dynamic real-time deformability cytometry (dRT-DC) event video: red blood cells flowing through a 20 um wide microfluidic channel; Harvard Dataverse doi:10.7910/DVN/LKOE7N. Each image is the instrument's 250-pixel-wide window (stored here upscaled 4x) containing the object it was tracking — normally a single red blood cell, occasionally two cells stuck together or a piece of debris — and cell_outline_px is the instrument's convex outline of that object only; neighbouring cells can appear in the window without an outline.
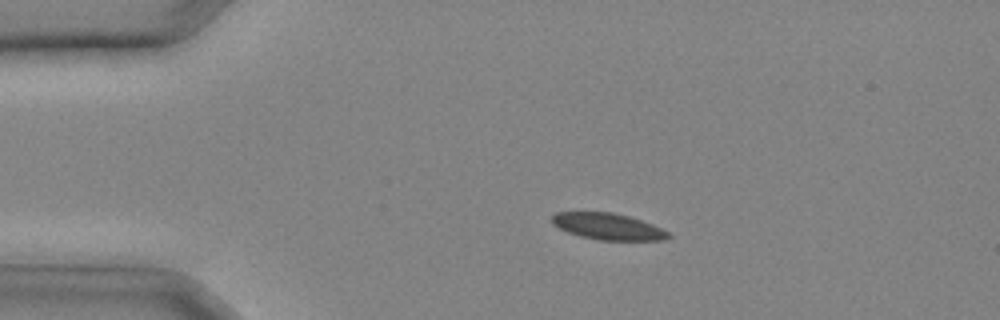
{"species": "common noctule bat (a hibernating species)", "species_latin": "Nyctalus noctula", "temperature_condition": "cold", "stored_images_in_passage": 27, "camera_frame_rate_fps": 3000, "um_per_image_px": 0.085, "animal": {"sex": "male", "body_mass_g": 20.4}, "frame": {"image": 1, "passage_image": 2, "time_ms": 0.333, "image_size_px": [1000, 320], "cell_outline_px": [[672, 236], [664, 240], [600, 240], [580, 236], [568, 232], [552, 224], [552, 216], [556, 212], [612, 212], [628, 216], [652, 224], [668, 232]], "centroid_in_image_um": [51.67, 19.25], "position_along_channel_um": 33.3, "area_um2": 17.8}}
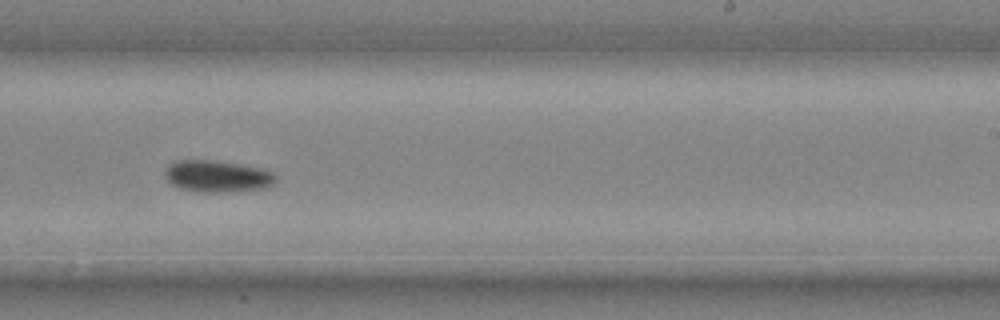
{"frame": {"image": 2, "passage_image": 16, "time_ms": 5.0, "image_size_px": [1000, 320], "cell_outline_px": [[276, 184], [268, 188], [228, 192], [200, 192], [180, 188], [172, 184], [164, 176], [164, 172], [168, 164], [176, 160], [212, 160], [264, 168], [272, 172], [276, 176]], "centroid_in_image_um": [18.5, 14.98], "position_along_channel_um": 270.5, "area_um2": 20.81}}
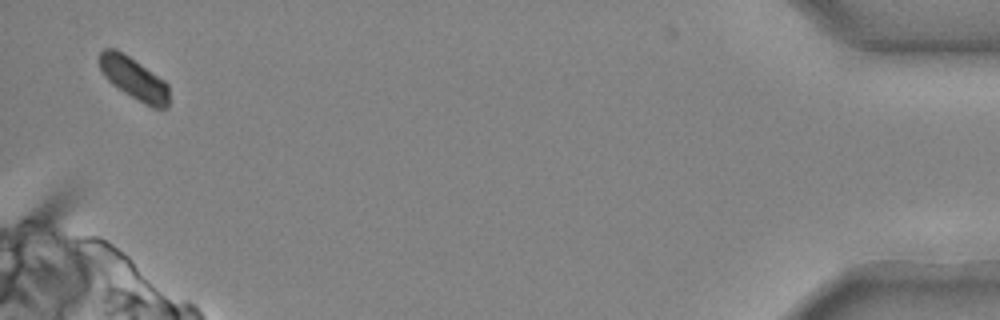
{"frame": {"image": 3, "passage_image": 27, "time_ms": 8.667, "image_size_px": [1000, 320], "cell_outline_px": [[168, 108], [152, 108], [144, 104], [124, 92], [112, 84], [104, 76], [100, 68], [100, 52], [104, 48], [116, 48], [164, 80], [168, 84]], "centroid_in_image_um": [11.38, 6.68], "position_along_channel_um": 423.8, "area_um2": 16.94}}